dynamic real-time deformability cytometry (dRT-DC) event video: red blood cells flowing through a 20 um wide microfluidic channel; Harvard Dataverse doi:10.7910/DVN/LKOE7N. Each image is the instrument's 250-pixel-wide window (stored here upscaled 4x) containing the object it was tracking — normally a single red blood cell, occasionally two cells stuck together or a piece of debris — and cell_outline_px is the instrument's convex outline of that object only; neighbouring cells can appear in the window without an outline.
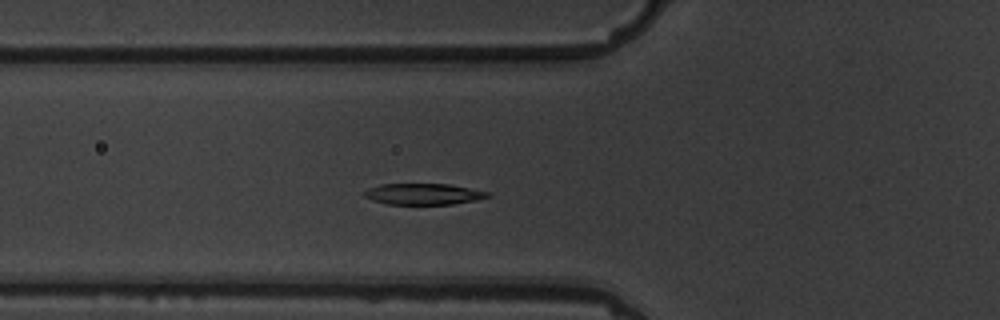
{"species": "common noctule bat (a hibernating species)", "species_latin": "Nyctalus noctula", "temperature_condition": "warm", "stored_images_in_passage": 7, "camera_frame_rate_fps": 3000, "um_per_image_px": 0.085, "animal": {"sex": "male", "body_mass_g": 19.5, "forearm_length_mm": 54.6}, "frame": {"image": 1, "passage_image": 7, "time_ms": 6.667, "image_size_px": [1000, 320], "cell_outline_px": [[492, 196], [476, 200], [452, 204], [384, 204], [372, 200], [364, 196], [364, 192], [368, 188], [380, 184], [448, 184], [488, 192]], "centroid_in_image_um": [35.96, 16.5], "position_along_channel_um": 89.8, "area_um2": 15.14}}